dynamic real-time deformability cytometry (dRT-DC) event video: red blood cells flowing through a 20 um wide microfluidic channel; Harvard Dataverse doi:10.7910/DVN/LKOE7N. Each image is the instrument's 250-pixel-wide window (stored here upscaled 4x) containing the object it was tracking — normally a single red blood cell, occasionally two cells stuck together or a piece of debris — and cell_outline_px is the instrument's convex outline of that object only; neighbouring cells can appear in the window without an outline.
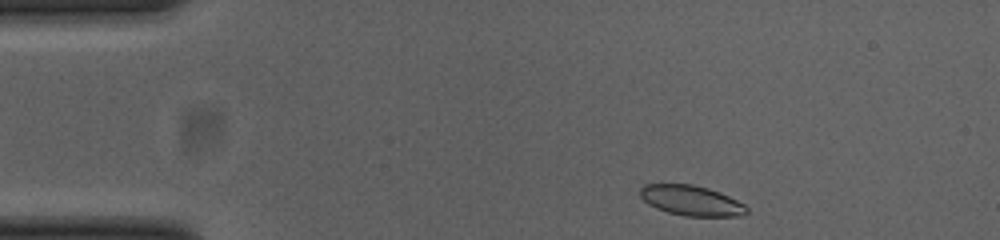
{"species": "common noctule bat (a hibernating species)", "species_latin": "Nyctalus noctula", "temperature_condition": "cold", "stored_images_in_passage": 46, "camera_frame_rate_fps": 3000, "um_per_image_px": 0.085, "animal": {"sex": "female", "body_mass_g": 23.0, "forearm_length_mm": 53.4}, "frame": {"image": 1, "passage_image": 1, "time_ms": 0.0, "image_size_px": [1000, 240], "cell_outline_px": [[748, 212], [744, 216], [684, 216], [668, 212], [656, 208], [648, 204], [640, 196], [640, 188], [644, 184], [692, 184], [708, 188], [720, 192], [744, 204], [748, 208]], "centroid_in_image_um": [58.77, 17.05], "position_along_channel_um": 26.2, "area_um2": 18.79}}
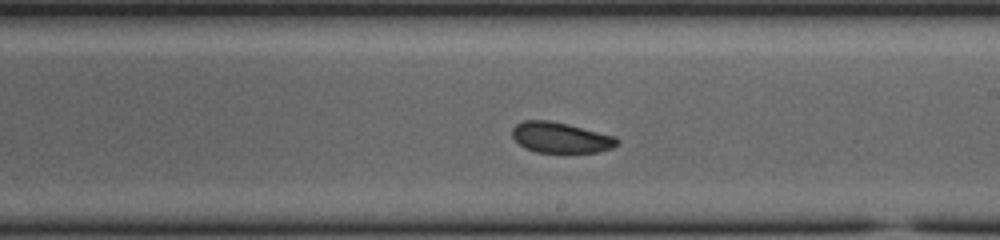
{"frame": {"image": 2, "passage_image": 23, "time_ms": 7.333, "image_size_px": [1000, 240], "cell_outline_px": [[620, 140], [612, 148], [596, 152], [536, 152], [524, 148], [512, 136], [512, 128], [516, 124], [524, 120], [548, 120], [568, 124], [616, 136]], "centroid_in_image_um": [47.65, 11.69], "position_along_channel_um": 241.4, "area_um2": 18.67}}
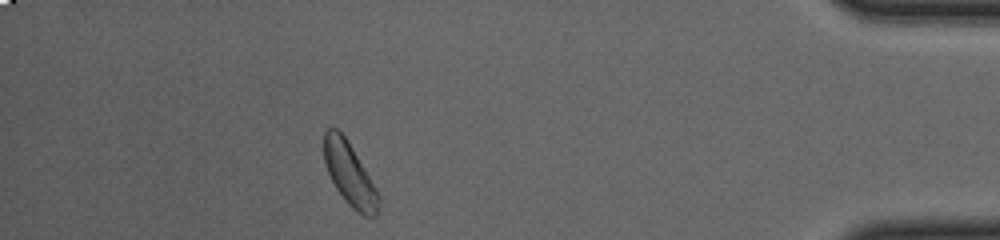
{"frame": {"image": 3, "passage_image": 40, "time_ms": 13.0, "image_size_px": [1000, 240], "cell_outline_px": [[380, 200], [376, 216], [364, 216], [356, 212], [348, 204], [336, 188], [328, 172], [324, 160], [324, 132], [328, 128], [336, 128], [344, 136], [352, 148], [368, 176]], "centroid_in_image_um": [29.68, 14.81], "position_along_channel_um": 405.5, "area_um2": 19.31}, "authors_computed_cell_mechanics": {"area_um2": 19.4208, "velocity_mm_per_s": 3.8068, "shape_relaxation_time_tau1_ms": 7.9594, "shape_relaxation_time_tau2_ms": 2.6785, "deformation_change_tau1": 0.1202, "deformation_change_tau2": 0.068}}